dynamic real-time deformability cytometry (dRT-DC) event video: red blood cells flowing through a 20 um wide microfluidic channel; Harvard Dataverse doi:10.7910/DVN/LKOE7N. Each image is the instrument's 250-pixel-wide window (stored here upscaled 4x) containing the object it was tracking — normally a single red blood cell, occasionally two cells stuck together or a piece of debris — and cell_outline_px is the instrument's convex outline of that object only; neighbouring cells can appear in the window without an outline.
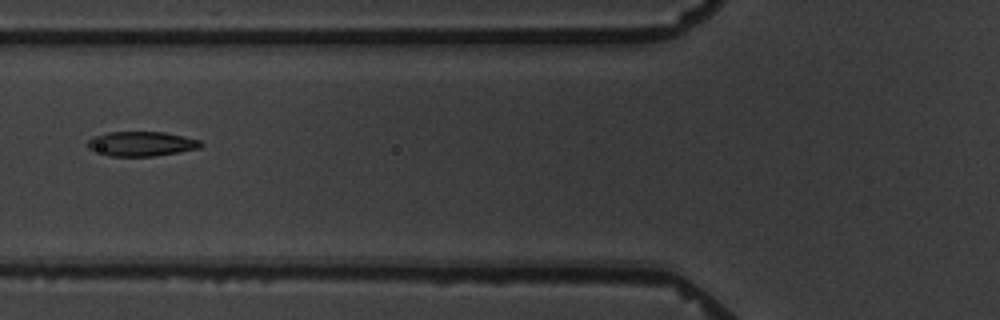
{"species": "common noctule bat (a hibernating species)", "species_latin": "Nyctalus noctula", "temperature_condition": "warm", "stored_images_in_passage": 15, "camera_frame_rate_fps": 3000, "um_per_image_px": 0.085, "animal": {"sex": "male", "body_mass_g": 19.5, "forearm_length_mm": 54.6}, "frame": {"image": 1, "passage_image": 5, "time_ms": 6.0, "image_size_px": [1000, 320], "cell_outline_px": [[204, 144], [200, 148], [180, 152], [156, 156], [108, 156], [88, 148], [84, 144], [92, 136], [108, 132], [164, 132], [184, 136], [200, 140]], "centroid_in_image_um": [12.01, 12.22], "position_along_channel_um": 113.8, "area_um2": 16.47}}
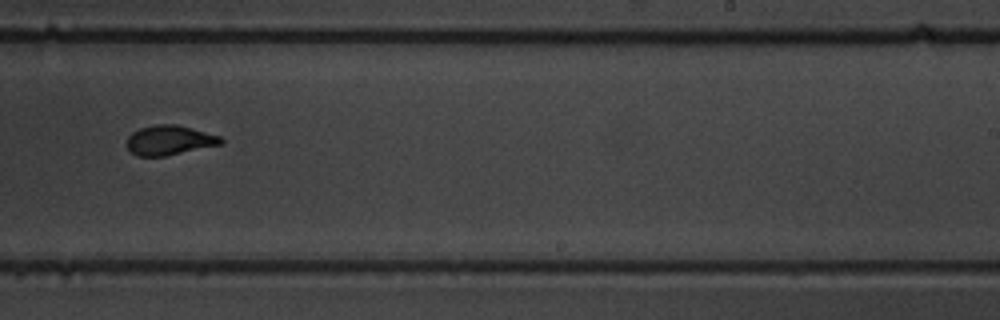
{"frame": {"image": 2, "passage_image": 9, "time_ms": 10.667, "image_size_px": [1000, 320], "cell_outline_px": [[224, 144], [164, 156], [136, 156], [128, 148], [128, 136], [132, 132], [140, 128], [156, 124], [176, 124], [192, 128], [220, 136], [224, 140]], "centroid_in_image_um": [14.43, 11.91], "position_along_channel_um": 274.6, "area_um2": 16.24}}
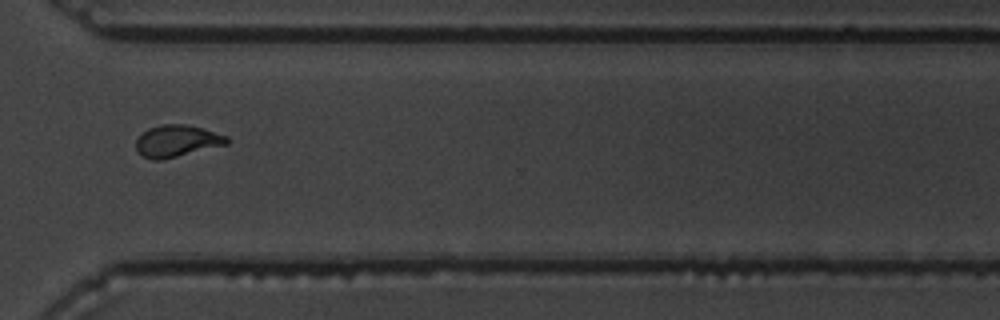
{"frame": {"image": 3, "passage_image": 11, "time_ms": 13.0, "image_size_px": [1000, 320], "cell_outline_px": [[228, 144], [160, 160], [152, 160], [136, 152], [136, 140], [148, 128], [160, 124], [184, 124], [200, 128], [228, 136]], "centroid_in_image_um": [15.01, 11.98], "position_along_channel_um": 355.6, "area_um2": 16.65}, "authors_computed_cell_mechanics": {"area_um2": 16.6464, "velocity_mm_per_s": 3.4398, "shape_relaxation_time_tau1_ms": null, "shape_relaxation_time_tau2_ms": 3.7715, "deformation_change_tau1": null, "deformation_change_tau2": 0.089}}